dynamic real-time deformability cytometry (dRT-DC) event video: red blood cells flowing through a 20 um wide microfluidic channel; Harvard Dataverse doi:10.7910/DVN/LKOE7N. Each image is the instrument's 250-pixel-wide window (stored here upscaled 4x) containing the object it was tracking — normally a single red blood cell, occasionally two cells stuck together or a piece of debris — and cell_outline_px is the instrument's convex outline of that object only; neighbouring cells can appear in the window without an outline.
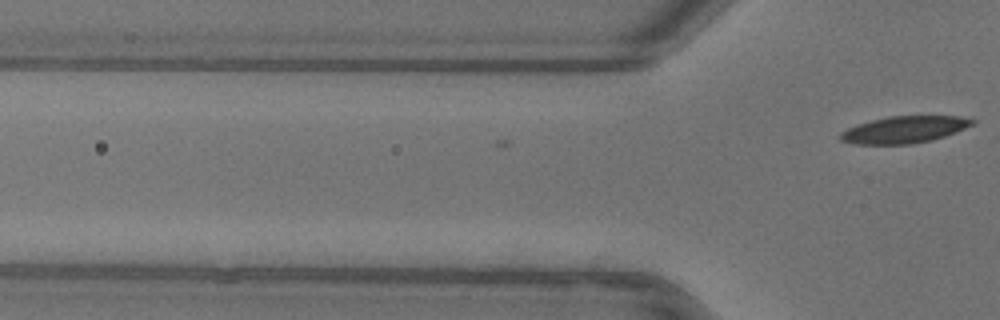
{"species": "common noctule bat (a hibernating species)", "species_latin": "Nyctalus noctula", "temperature_condition": "warm", "stored_images_in_passage": 2, "camera_frame_rate_fps": 3000, "um_per_image_px": 0.085, "animal": {"sex": "female"}, "frame": {"image": 1, "passage_image": 2, "time_ms": 0.333, "image_size_px": [1000, 320], "cell_outline_px": [[976, 120], [972, 124], [956, 132], [932, 140], [912, 144], [856, 144], [840, 140], [836, 136], [840, 132], [848, 128], [872, 120], [888, 116], [960, 116]], "centroid_in_image_um": [76.83, 11.02], "position_along_channel_um": 49.0, "area_um2": 20.58}}